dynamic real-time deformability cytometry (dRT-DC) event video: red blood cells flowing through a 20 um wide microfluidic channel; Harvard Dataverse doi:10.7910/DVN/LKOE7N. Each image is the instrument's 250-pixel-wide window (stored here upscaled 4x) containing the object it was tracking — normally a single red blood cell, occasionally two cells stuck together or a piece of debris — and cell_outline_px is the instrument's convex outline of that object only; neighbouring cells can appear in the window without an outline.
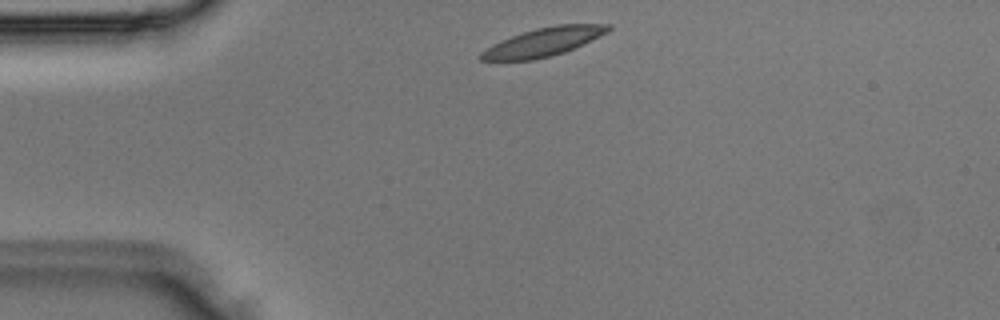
{"species": "Egyptian fruit bat (a non-hibernating species)", "species_latin": "Rousettus aegyptiacus", "temperature_condition": "room temperature", "stored_images_in_passage": 2, "camera_frame_rate_fps": 3000, "um_per_image_px": 0.085, "animal": {"sex": "male"}, "frame": {"image": 1, "passage_image": 2, "time_ms": 0.333, "image_size_px": [1000, 320], "cell_outline_px": [[612, 28], [608, 32], [584, 44], [564, 52], [552, 56], [532, 60], [480, 60], [480, 52], [492, 44], [500, 40], [536, 28], [556, 24], [612, 24]], "centroid_in_image_um": [46.22, 3.56], "position_along_channel_um": 38.8, "area_um2": 21.1}}